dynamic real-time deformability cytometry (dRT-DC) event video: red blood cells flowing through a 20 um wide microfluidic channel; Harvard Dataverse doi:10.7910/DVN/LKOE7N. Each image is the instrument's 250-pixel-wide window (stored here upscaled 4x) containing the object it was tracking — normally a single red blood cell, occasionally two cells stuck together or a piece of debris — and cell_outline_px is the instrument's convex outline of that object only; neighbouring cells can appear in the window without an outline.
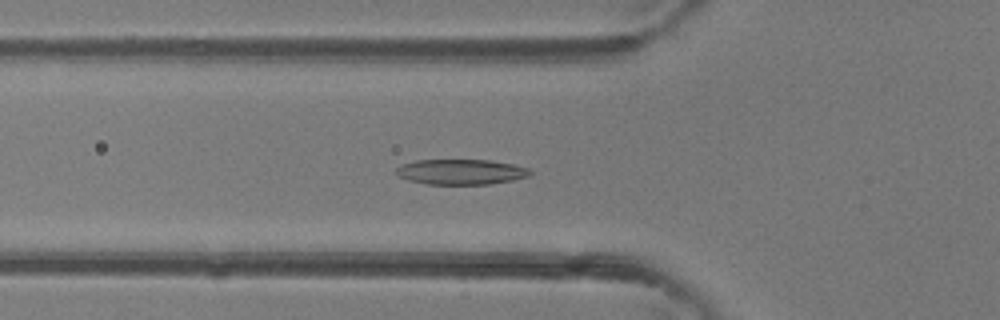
{"species": "common noctule bat (a hibernating species)", "species_latin": "Nyctalus noctula", "temperature_condition": "room temperature", "stored_images_in_passage": 47, "camera_frame_rate_fps": 3000, "um_per_image_px": 0.085, "animal": {"sex": "female"}, "frame": {"image": 1, "passage_image": 16, "time_ms": 5.0, "image_size_px": [1000, 320], "cell_outline_px": [[532, 172], [528, 176], [512, 180], [488, 184], [424, 184], [408, 180], [396, 176], [392, 172], [400, 164], [416, 160], [492, 160], [512, 164], [528, 168]], "centroid_in_image_um": [39.09, 14.6], "position_along_channel_um": 86.7, "area_um2": 19.94}}
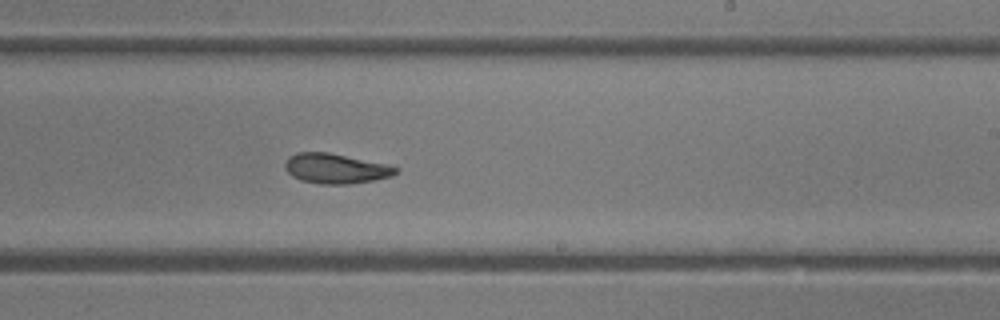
{"frame": {"image": 2, "passage_image": 28, "time_ms": 9.0, "image_size_px": [1000, 320], "cell_outline_px": [[400, 172], [392, 176], [372, 180], [348, 184], [320, 184], [300, 180], [292, 176], [284, 168], [284, 164], [288, 156], [296, 152], [328, 152], [388, 164], [400, 168]], "centroid_in_image_um": [28.54, 14.32], "position_along_channel_um": 260.5, "area_um2": 19.54}}
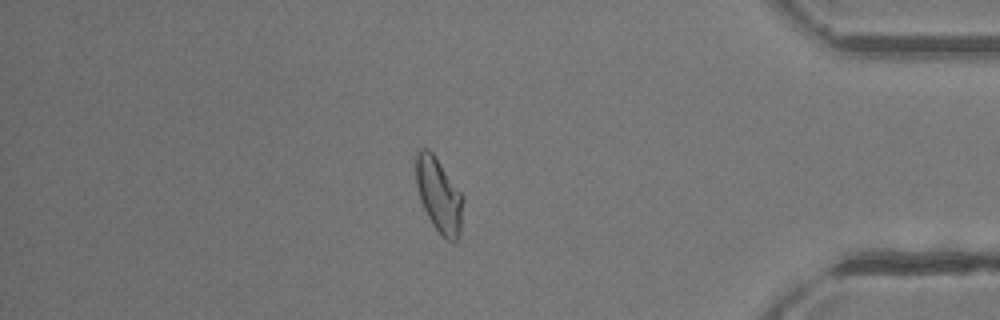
{"frame": {"image": 3, "passage_image": 40, "time_ms": 13.0, "image_size_px": [1000, 320], "cell_outline_px": [[464, 200], [460, 236], [452, 244], [432, 224], [420, 200], [416, 184], [416, 152], [420, 148], [428, 148], [432, 152], [464, 196]], "centroid_in_image_um": [37.32, 16.59], "position_along_channel_um": 397.9, "area_um2": 20.46}, "authors_computed_cell_mechanics": {"area_um2": 20.23, "velocity_mm_per_s": 4.3256, "shape_relaxation_time_tau1_ms": 2.9216, "shape_relaxation_time_tau2_ms": 2.1325, "deformation_change_tau1": 0.1265, "deformation_change_tau2": 0.0895}}